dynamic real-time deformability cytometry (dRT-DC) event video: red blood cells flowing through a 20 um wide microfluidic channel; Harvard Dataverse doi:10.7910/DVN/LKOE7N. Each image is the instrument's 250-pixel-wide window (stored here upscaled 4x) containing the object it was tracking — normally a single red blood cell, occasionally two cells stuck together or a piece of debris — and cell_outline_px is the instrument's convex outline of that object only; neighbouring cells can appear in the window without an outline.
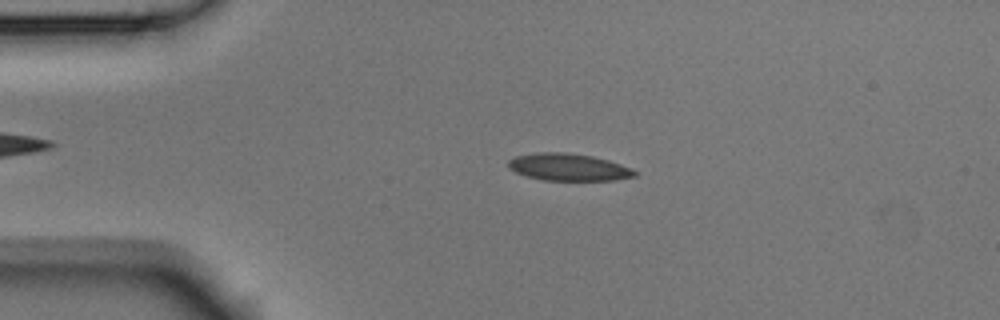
{"species": "Egyptian fruit bat (a non-hibernating species)", "species_latin": "Rousettus aegyptiacus", "temperature_condition": "room temperature", "stored_images_in_passage": 4, "camera_frame_rate_fps": 3000, "um_per_image_px": 0.085, "animal": {"sex": "male"}, "frame": {"image": 1, "passage_image": 3, "time_ms": 0.667, "image_size_px": [1000, 320], "cell_outline_px": [[640, 172], [636, 176], [612, 180], [544, 180], [528, 176], [516, 172], [508, 168], [508, 160], [516, 156], [536, 152], [564, 152], [592, 156], [608, 160], [632, 168]], "centroid_in_image_um": [48.34, 14.2], "position_along_channel_um": 36.7, "area_um2": 20.0}}